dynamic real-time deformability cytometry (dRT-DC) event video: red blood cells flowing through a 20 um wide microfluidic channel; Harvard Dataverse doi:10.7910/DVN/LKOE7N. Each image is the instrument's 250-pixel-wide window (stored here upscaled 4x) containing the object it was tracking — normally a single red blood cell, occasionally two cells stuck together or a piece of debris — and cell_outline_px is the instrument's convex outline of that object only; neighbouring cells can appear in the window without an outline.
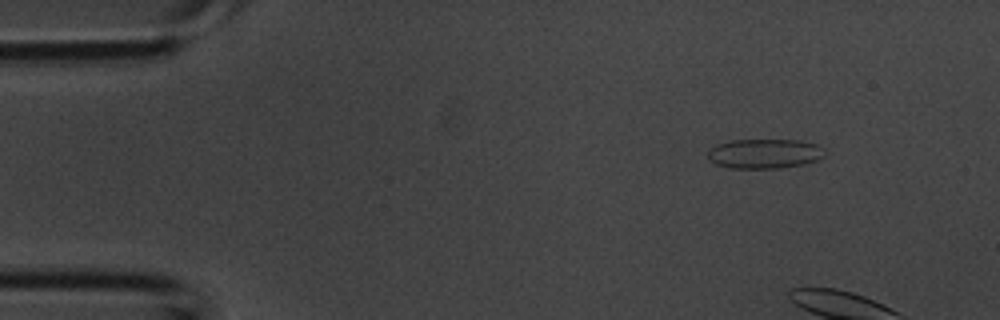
{"species": "common noctule bat (a hibernating species)", "species_latin": "Nyctalus noctula", "temperature_condition": "room temperature", "stored_images_in_passage": 4, "camera_frame_rate_fps": 3000, "um_per_image_px": 0.085, "animal": {"sex": "male", "body_mass_g": 20.1, "forearm_length_mm": 53.5}, "frame": {"image": 1, "passage_image": 2, "time_ms": 0.333, "image_size_px": [1000, 320], "cell_outline_px": [[828, 152], [824, 156], [816, 160], [804, 164], [780, 168], [728, 168], [716, 164], [708, 156], [708, 148], [716, 144], [732, 140], [800, 140], [816, 144], [824, 148]], "centroid_in_image_um": [65.01, 13.05], "position_along_channel_um": 20.0, "area_um2": 20.35}}